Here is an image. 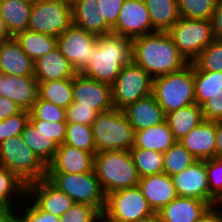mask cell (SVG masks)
Listing matches in <instances>:
<instances>
[{
  "label": "cell",
  "instance_id": "1",
  "mask_svg": "<svg viewBox=\"0 0 222 222\" xmlns=\"http://www.w3.org/2000/svg\"><path fill=\"white\" fill-rule=\"evenodd\" d=\"M132 51V61L152 78L179 71L189 64L168 32L156 31L132 39Z\"/></svg>",
  "mask_w": 222,
  "mask_h": 222
},
{
  "label": "cell",
  "instance_id": "2",
  "mask_svg": "<svg viewBox=\"0 0 222 222\" xmlns=\"http://www.w3.org/2000/svg\"><path fill=\"white\" fill-rule=\"evenodd\" d=\"M132 52V39L114 33L100 35L91 62L80 74L112 85L122 67L132 62Z\"/></svg>",
  "mask_w": 222,
  "mask_h": 222
},
{
  "label": "cell",
  "instance_id": "3",
  "mask_svg": "<svg viewBox=\"0 0 222 222\" xmlns=\"http://www.w3.org/2000/svg\"><path fill=\"white\" fill-rule=\"evenodd\" d=\"M94 171L105 196L119 189L138 186L140 178L129 150L95 153Z\"/></svg>",
  "mask_w": 222,
  "mask_h": 222
},
{
  "label": "cell",
  "instance_id": "4",
  "mask_svg": "<svg viewBox=\"0 0 222 222\" xmlns=\"http://www.w3.org/2000/svg\"><path fill=\"white\" fill-rule=\"evenodd\" d=\"M152 95L164 114L196 103L194 64L189 63L179 71L153 78Z\"/></svg>",
  "mask_w": 222,
  "mask_h": 222
},
{
  "label": "cell",
  "instance_id": "5",
  "mask_svg": "<svg viewBox=\"0 0 222 222\" xmlns=\"http://www.w3.org/2000/svg\"><path fill=\"white\" fill-rule=\"evenodd\" d=\"M0 165L26 186L46 178L47 166L24 142L22 135L9 137L0 144Z\"/></svg>",
  "mask_w": 222,
  "mask_h": 222
},
{
  "label": "cell",
  "instance_id": "6",
  "mask_svg": "<svg viewBox=\"0 0 222 222\" xmlns=\"http://www.w3.org/2000/svg\"><path fill=\"white\" fill-rule=\"evenodd\" d=\"M96 153L111 150H130L134 145V130L123 110L112 109L99 113L92 123Z\"/></svg>",
  "mask_w": 222,
  "mask_h": 222
},
{
  "label": "cell",
  "instance_id": "7",
  "mask_svg": "<svg viewBox=\"0 0 222 222\" xmlns=\"http://www.w3.org/2000/svg\"><path fill=\"white\" fill-rule=\"evenodd\" d=\"M46 178L75 203L95 207L101 214L105 207V194L95 171L86 173H47Z\"/></svg>",
  "mask_w": 222,
  "mask_h": 222
},
{
  "label": "cell",
  "instance_id": "8",
  "mask_svg": "<svg viewBox=\"0 0 222 222\" xmlns=\"http://www.w3.org/2000/svg\"><path fill=\"white\" fill-rule=\"evenodd\" d=\"M167 32L188 63L215 40L211 20L180 17Z\"/></svg>",
  "mask_w": 222,
  "mask_h": 222
},
{
  "label": "cell",
  "instance_id": "9",
  "mask_svg": "<svg viewBox=\"0 0 222 222\" xmlns=\"http://www.w3.org/2000/svg\"><path fill=\"white\" fill-rule=\"evenodd\" d=\"M155 212L138 186L119 189L105 196L100 219L117 222H139Z\"/></svg>",
  "mask_w": 222,
  "mask_h": 222
},
{
  "label": "cell",
  "instance_id": "10",
  "mask_svg": "<svg viewBox=\"0 0 222 222\" xmlns=\"http://www.w3.org/2000/svg\"><path fill=\"white\" fill-rule=\"evenodd\" d=\"M112 86L114 109L128 105L152 94L153 78L133 61L122 67Z\"/></svg>",
  "mask_w": 222,
  "mask_h": 222
},
{
  "label": "cell",
  "instance_id": "11",
  "mask_svg": "<svg viewBox=\"0 0 222 222\" xmlns=\"http://www.w3.org/2000/svg\"><path fill=\"white\" fill-rule=\"evenodd\" d=\"M72 24V5L64 0H37L32 4L29 30L58 37Z\"/></svg>",
  "mask_w": 222,
  "mask_h": 222
},
{
  "label": "cell",
  "instance_id": "12",
  "mask_svg": "<svg viewBox=\"0 0 222 222\" xmlns=\"http://www.w3.org/2000/svg\"><path fill=\"white\" fill-rule=\"evenodd\" d=\"M66 126L67 122L29 120L21 135L28 147L47 166L58 146L64 143Z\"/></svg>",
  "mask_w": 222,
  "mask_h": 222
},
{
  "label": "cell",
  "instance_id": "13",
  "mask_svg": "<svg viewBox=\"0 0 222 222\" xmlns=\"http://www.w3.org/2000/svg\"><path fill=\"white\" fill-rule=\"evenodd\" d=\"M97 39V35L72 24L57 37V47L74 70L81 73L91 62V56L97 49Z\"/></svg>",
  "mask_w": 222,
  "mask_h": 222
},
{
  "label": "cell",
  "instance_id": "14",
  "mask_svg": "<svg viewBox=\"0 0 222 222\" xmlns=\"http://www.w3.org/2000/svg\"><path fill=\"white\" fill-rule=\"evenodd\" d=\"M70 106L91 107L98 113L110 111L114 109L112 86L77 73L73 77V103Z\"/></svg>",
  "mask_w": 222,
  "mask_h": 222
},
{
  "label": "cell",
  "instance_id": "15",
  "mask_svg": "<svg viewBox=\"0 0 222 222\" xmlns=\"http://www.w3.org/2000/svg\"><path fill=\"white\" fill-rule=\"evenodd\" d=\"M154 32L144 0H125L112 33L134 39Z\"/></svg>",
  "mask_w": 222,
  "mask_h": 222
},
{
  "label": "cell",
  "instance_id": "16",
  "mask_svg": "<svg viewBox=\"0 0 222 222\" xmlns=\"http://www.w3.org/2000/svg\"><path fill=\"white\" fill-rule=\"evenodd\" d=\"M171 177L178 196L203 200L210 206L217 205L209 194L205 160H198Z\"/></svg>",
  "mask_w": 222,
  "mask_h": 222
},
{
  "label": "cell",
  "instance_id": "17",
  "mask_svg": "<svg viewBox=\"0 0 222 222\" xmlns=\"http://www.w3.org/2000/svg\"><path fill=\"white\" fill-rule=\"evenodd\" d=\"M26 195L29 197L27 200L32 199L42 211L60 218L75 203L70 196L60 191L47 178L28 184Z\"/></svg>",
  "mask_w": 222,
  "mask_h": 222
},
{
  "label": "cell",
  "instance_id": "18",
  "mask_svg": "<svg viewBox=\"0 0 222 222\" xmlns=\"http://www.w3.org/2000/svg\"><path fill=\"white\" fill-rule=\"evenodd\" d=\"M0 96L29 111L38 97V81L35 76H12L0 71Z\"/></svg>",
  "mask_w": 222,
  "mask_h": 222
},
{
  "label": "cell",
  "instance_id": "19",
  "mask_svg": "<svg viewBox=\"0 0 222 222\" xmlns=\"http://www.w3.org/2000/svg\"><path fill=\"white\" fill-rule=\"evenodd\" d=\"M94 156L91 152L61 144L52 161L47 165V173H86L94 170Z\"/></svg>",
  "mask_w": 222,
  "mask_h": 222
},
{
  "label": "cell",
  "instance_id": "20",
  "mask_svg": "<svg viewBox=\"0 0 222 222\" xmlns=\"http://www.w3.org/2000/svg\"><path fill=\"white\" fill-rule=\"evenodd\" d=\"M138 187L155 213L178 196L172 177L166 173L140 177Z\"/></svg>",
  "mask_w": 222,
  "mask_h": 222
},
{
  "label": "cell",
  "instance_id": "21",
  "mask_svg": "<svg viewBox=\"0 0 222 222\" xmlns=\"http://www.w3.org/2000/svg\"><path fill=\"white\" fill-rule=\"evenodd\" d=\"M179 141L198 160L214 158L216 145L215 121L204 119Z\"/></svg>",
  "mask_w": 222,
  "mask_h": 222
},
{
  "label": "cell",
  "instance_id": "22",
  "mask_svg": "<svg viewBox=\"0 0 222 222\" xmlns=\"http://www.w3.org/2000/svg\"><path fill=\"white\" fill-rule=\"evenodd\" d=\"M123 112L134 132L165 121L163 109L152 94L128 105Z\"/></svg>",
  "mask_w": 222,
  "mask_h": 222
},
{
  "label": "cell",
  "instance_id": "23",
  "mask_svg": "<svg viewBox=\"0 0 222 222\" xmlns=\"http://www.w3.org/2000/svg\"><path fill=\"white\" fill-rule=\"evenodd\" d=\"M0 71L12 76H34V62L14 37L0 42Z\"/></svg>",
  "mask_w": 222,
  "mask_h": 222
},
{
  "label": "cell",
  "instance_id": "24",
  "mask_svg": "<svg viewBox=\"0 0 222 222\" xmlns=\"http://www.w3.org/2000/svg\"><path fill=\"white\" fill-rule=\"evenodd\" d=\"M76 74L58 47L34 62V76L38 82L71 79Z\"/></svg>",
  "mask_w": 222,
  "mask_h": 222
},
{
  "label": "cell",
  "instance_id": "25",
  "mask_svg": "<svg viewBox=\"0 0 222 222\" xmlns=\"http://www.w3.org/2000/svg\"><path fill=\"white\" fill-rule=\"evenodd\" d=\"M209 207L206 201L177 196L157 213L164 222H196Z\"/></svg>",
  "mask_w": 222,
  "mask_h": 222
},
{
  "label": "cell",
  "instance_id": "26",
  "mask_svg": "<svg viewBox=\"0 0 222 222\" xmlns=\"http://www.w3.org/2000/svg\"><path fill=\"white\" fill-rule=\"evenodd\" d=\"M72 9L74 25L97 36L112 33L99 10L97 0H76Z\"/></svg>",
  "mask_w": 222,
  "mask_h": 222
},
{
  "label": "cell",
  "instance_id": "27",
  "mask_svg": "<svg viewBox=\"0 0 222 222\" xmlns=\"http://www.w3.org/2000/svg\"><path fill=\"white\" fill-rule=\"evenodd\" d=\"M177 140L166 121L134 132L132 148L149 149L165 153Z\"/></svg>",
  "mask_w": 222,
  "mask_h": 222
},
{
  "label": "cell",
  "instance_id": "28",
  "mask_svg": "<svg viewBox=\"0 0 222 222\" xmlns=\"http://www.w3.org/2000/svg\"><path fill=\"white\" fill-rule=\"evenodd\" d=\"M203 120L202 109L196 103L165 114V121L177 141L190 133Z\"/></svg>",
  "mask_w": 222,
  "mask_h": 222
},
{
  "label": "cell",
  "instance_id": "29",
  "mask_svg": "<svg viewBox=\"0 0 222 222\" xmlns=\"http://www.w3.org/2000/svg\"><path fill=\"white\" fill-rule=\"evenodd\" d=\"M32 3L23 0H0V11L6 28L14 37L28 29Z\"/></svg>",
  "mask_w": 222,
  "mask_h": 222
},
{
  "label": "cell",
  "instance_id": "30",
  "mask_svg": "<svg viewBox=\"0 0 222 222\" xmlns=\"http://www.w3.org/2000/svg\"><path fill=\"white\" fill-rule=\"evenodd\" d=\"M155 31L167 32L179 19L177 0H144Z\"/></svg>",
  "mask_w": 222,
  "mask_h": 222
},
{
  "label": "cell",
  "instance_id": "31",
  "mask_svg": "<svg viewBox=\"0 0 222 222\" xmlns=\"http://www.w3.org/2000/svg\"><path fill=\"white\" fill-rule=\"evenodd\" d=\"M14 38L33 62L57 47V37L29 29L17 33Z\"/></svg>",
  "mask_w": 222,
  "mask_h": 222
},
{
  "label": "cell",
  "instance_id": "32",
  "mask_svg": "<svg viewBox=\"0 0 222 222\" xmlns=\"http://www.w3.org/2000/svg\"><path fill=\"white\" fill-rule=\"evenodd\" d=\"M37 100L67 109L73 103V78L38 82Z\"/></svg>",
  "mask_w": 222,
  "mask_h": 222
},
{
  "label": "cell",
  "instance_id": "33",
  "mask_svg": "<svg viewBox=\"0 0 222 222\" xmlns=\"http://www.w3.org/2000/svg\"><path fill=\"white\" fill-rule=\"evenodd\" d=\"M16 196H19L20 199ZM26 198V185L7 168L0 165V205H3L11 210L14 209L15 212V200H20L19 202L22 204Z\"/></svg>",
  "mask_w": 222,
  "mask_h": 222
},
{
  "label": "cell",
  "instance_id": "34",
  "mask_svg": "<svg viewBox=\"0 0 222 222\" xmlns=\"http://www.w3.org/2000/svg\"><path fill=\"white\" fill-rule=\"evenodd\" d=\"M195 102L200 107L222 92V72L200 71L194 65Z\"/></svg>",
  "mask_w": 222,
  "mask_h": 222
},
{
  "label": "cell",
  "instance_id": "35",
  "mask_svg": "<svg viewBox=\"0 0 222 222\" xmlns=\"http://www.w3.org/2000/svg\"><path fill=\"white\" fill-rule=\"evenodd\" d=\"M198 159L194 157L181 143L176 141L163 153V173L170 177L193 165Z\"/></svg>",
  "mask_w": 222,
  "mask_h": 222
},
{
  "label": "cell",
  "instance_id": "36",
  "mask_svg": "<svg viewBox=\"0 0 222 222\" xmlns=\"http://www.w3.org/2000/svg\"><path fill=\"white\" fill-rule=\"evenodd\" d=\"M129 151L139 177L163 173V153L141 148Z\"/></svg>",
  "mask_w": 222,
  "mask_h": 222
},
{
  "label": "cell",
  "instance_id": "37",
  "mask_svg": "<svg viewBox=\"0 0 222 222\" xmlns=\"http://www.w3.org/2000/svg\"><path fill=\"white\" fill-rule=\"evenodd\" d=\"M63 144L80 150L96 153L92 126L79 123H67L66 136Z\"/></svg>",
  "mask_w": 222,
  "mask_h": 222
},
{
  "label": "cell",
  "instance_id": "38",
  "mask_svg": "<svg viewBox=\"0 0 222 222\" xmlns=\"http://www.w3.org/2000/svg\"><path fill=\"white\" fill-rule=\"evenodd\" d=\"M219 0H177L180 17L212 20Z\"/></svg>",
  "mask_w": 222,
  "mask_h": 222
},
{
  "label": "cell",
  "instance_id": "39",
  "mask_svg": "<svg viewBox=\"0 0 222 222\" xmlns=\"http://www.w3.org/2000/svg\"><path fill=\"white\" fill-rule=\"evenodd\" d=\"M192 63L200 71L222 72V40L215 39Z\"/></svg>",
  "mask_w": 222,
  "mask_h": 222
},
{
  "label": "cell",
  "instance_id": "40",
  "mask_svg": "<svg viewBox=\"0 0 222 222\" xmlns=\"http://www.w3.org/2000/svg\"><path fill=\"white\" fill-rule=\"evenodd\" d=\"M29 113V120H42L55 123L66 122V109L46 100H36Z\"/></svg>",
  "mask_w": 222,
  "mask_h": 222
},
{
  "label": "cell",
  "instance_id": "41",
  "mask_svg": "<svg viewBox=\"0 0 222 222\" xmlns=\"http://www.w3.org/2000/svg\"><path fill=\"white\" fill-rule=\"evenodd\" d=\"M210 196L218 202L222 199V158L205 160Z\"/></svg>",
  "mask_w": 222,
  "mask_h": 222
},
{
  "label": "cell",
  "instance_id": "42",
  "mask_svg": "<svg viewBox=\"0 0 222 222\" xmlns=\"http://www.w3.org/2000/svg\"><path fill=\"white\" fill-rule=\"evenodd\" d=\"M101 213L93 206L74 203L60 218V222H100Z\"/></svg>",
  "mask_w": 222,
  "mask_h": 222
},
{
  "label": "cell",
  "instance_id": "43",
  "mask_svg": "<svg viewBox=\"0 0 222 222\" xmlns=\"http://www.w3.org/2000/svg\"><path fill=\"white\" fill-rule=\"evenodd\" d=\"M29 117V111L22 110L16 115L0 121V144L9 137L21 135L26 124L29 122Z\"/></svg>",
  "mask_w": 222,
  "mask_h": 222
},
{
  "label": "cell",
  "instance_id": "44",
  "mask_svg": "<svg viewBox=\"0 0 222 222\" xmlns=\"http://www.w3.org/2000/svg\"><path fill=\"white\" fill-rule=\"evenodd\" d=\"M29 203V206L23 205L22 210L15 211L14 222H60V217L42 211L32 200Z\"/></svg>",
  "mask_w": 222,
  "mask_h": 222
},
{
  "label": "cell",
  "instance_id": "45",
  "mask_svg": "<svg viewBox=\"0 0 222 222\" xmlns=\"http://www.w3.org/2000/svg\"><path fill=\"white\" fill-rule=\"evenodd\" d=\"M99 113L91 109V107L85 106H69L66 109V122L67 123H79L87 126H92Z\"/></svg>",
  "mask_w": 222,
  "mask_h": 222
},
{
  "label": "cell",
  "instance_id": "46",
  "mask_svg": "<svg viewBox=\"0 0 222 222\" xmlns=\"http://www.w3.org/2000/svg\"><path fill=\"white\" fill-rule=\"evenodd\" d=\"M125 0H97L99 10L106 24L113 29L116 25L120 9Z\"/></svg>",
  "mask_w": 222,
  "mask_h": 222
},
{
  "label": "cell",
  "instance_id": "47",
  "mask_svg": "<svg viewBox=\"0 0 222 222\" xmlns=\"http://www.w3.org/2000/svg\"><path fill=\"white\" fill-rule=\"evenodd\" d=\"M201 109L205 120L217 121L222 119V92L212 96L201 106Z\"/></svg>",
  "mask_w": 222,
  "mask_h": 222
},
{
  "label": "cell",
  "instance_id": "48",
  "mask_svg": "<svg viewBox=\"0 0 222 222\" xmlns=\"http://www.w3.org/2000/svg\"><path fill=\"white\" fill-rule=\"evenodd\" d=\"M21 111L22 109L16 103L6 97L0 96V121Z\"/></svg>",
  "mask_w": 222,
  "mask_h": 222
},
{
  "label": "cell",
  "instance_id": "49",
  "mask_svg": "<svg viewBox=\"0 0 222 222\" xmlns=\"http://www.w3.org/2000/svg\"><path fill=\"white\" fill-rule=\"evenodd\" d=\"M211 21L215 39L222 40V1H218Z\"/></svg>",
  "mask_w": 222,
  "mask_h": 222
},
{
  "label": "cell",
  "instance_id": "50",
  "mask_svg": "<svg viewBox=\"0 0 222 222\" xmlns=\"http://www.w3.org/2000/svg\"><path fill=\"white\" fill-rule=\"evenodd\" d=\"M196 222H222V211L219 206H210Z\"/></svg>",
  "mask_w": 222,
  "mask_h": 222
},
{
  "label": "cell",
  "instance_id": "51",
  "mask_svg": "<svg viewBox=\"0 0 222 222\" xmlns=\"http://www.w3.org/2000/svg\"><path fill=\"white\" fill-rule=\"evenodd\" d=\"M215 126H216L215 157L222 158V119L215 121Z\"/></svg>",
  "mask_w": 222,
  "mask_h": 222
},
{
  "label": "cell",
  "instance_id": "52",
  "mask_svg": "<svg viewBox=\"0 0 222 222\" xmlns=\"http://www.w3.org/2000/svg\"><path fill=\"white\" fill-rule=\"evenodd\" d=\"M14 210L0 205V222H14Z\"/></svg>",
  "mask_w": 222,
  "mask_h": 222
},
{
  "label": "cell",
  "instance_id": "53",
  "mask_svg": "<svg viewBox=\"0 0 222 222\" xmlns=\"http://www.w3.org/2000/svg\"><path fill=\"white\" fill-rule=\"evenodd\" d=\"M12 36L10 35V33L8 32L4 19L1 15V11H0V42L2 41H6L11 39Z\"/></svg>",
  "mask_w": 222,
  "mask_h": 222
},
{
  "label": "cell",
  "instance_id": "54",
  "mask_svg": "<svg viewBox=\"0 0 222 222\" xmlns=\"http://www.w3.org/2000/svg\"><path fill=\"white\" fill-rule=\"evenodd\" d=\"M139 222H164V221L161 219L158 213H154L151 216H148Z\"/></svg>",
  "mask_w": 222,
  "mask_h": 222
},
{
  "label": "cell",
  "instance_id": "55",
  "mask_svg": "<svg viewBox=\"0 0 222 222\" xmlns=\"http://www.w3.org/2000/svg\"><path fill=\"white\" fill-rule=\"evenodd\" d=\"M100 222H117L110 219H100Z\"/></svg>",
  "mask_w": 222,
  "mask_h": 222
},
{
  "label": "cell",
  "instance_id": "56",
  "mask_svg": "<svg viewBox=\"0 0 222 222\" xmlns=\"http://www.w3.org/2000/svg\"><path fill=\"white\" fill-rule=\"evenodd\" d=\"M64 1L72 5L76 0H64Z\"/></svg>",
  "mask_w": 222,
  "mask_h": 222
},
{
  "label": "cell",
  "instance_id": "57",
  "mask_svg": "<svg viewBox=\"0 0 222 222\" xmlns=\"http://www.w3.org/2000/svg\"><path fill=\"white\" fill-rule=\"evenodd\" d=\"M217 206H219V207L221 206L220 208H222V199L217 202ZM221 211H222V209H221Z\"/></svg>",
  "mask_w": 222,
  "mask_h": 222
},
{
  "label": "cell",
  "instance_id": "58",
  "mask_svg": "<svg viewBox=\"0 0 222 222\" xmlns=\"http://www.w3.org/2000/svg\"><path fill=\"white\" fill-rule=\"evenodd\" d=\"M23 1H26V2H30V3H34L35 1H37V0H23Z\"/></svg>",
  "mask_w": 222,
  "mask_h": 222
}]
</instances>
